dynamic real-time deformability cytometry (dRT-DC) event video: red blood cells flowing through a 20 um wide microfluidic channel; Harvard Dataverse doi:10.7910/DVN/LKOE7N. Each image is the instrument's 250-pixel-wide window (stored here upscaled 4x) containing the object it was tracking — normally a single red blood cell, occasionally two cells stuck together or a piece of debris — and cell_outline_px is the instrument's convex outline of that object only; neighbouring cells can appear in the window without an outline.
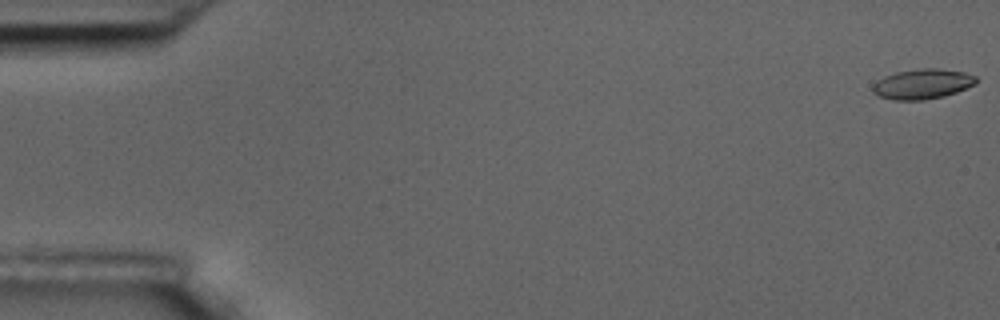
{"species": "common noctule bat (a hibernating species)", "species_latin": "Nyctalus noctula", "temperature_condition": "room temperature", "stored_images_in_passage": 58, "camera_frame_rate_fps": 3000, "um_per_image_px": 0.085, "animal": {"sex": "male", "body_mass_g": 17.5, "forearm_length_mm": 52.3}, "frame": {"image": 1, "passage_image": 1, "time_ms": 0.0, "image_size_px": [1000, 320], "cell_outline_px": [[976, 84], [956, 92], [944, 96], [924, 100], [892, 100], [880, 96], [872, 92], [872, 84], [876, 80], [884, 76], [896, 72], [920, 68], [936, 68], [964, 72], [976, 76]], "centroid_in_image_um": [78.38, 7.14], "position_along_channel_um": 6.6, "area_um2": 18.21}}
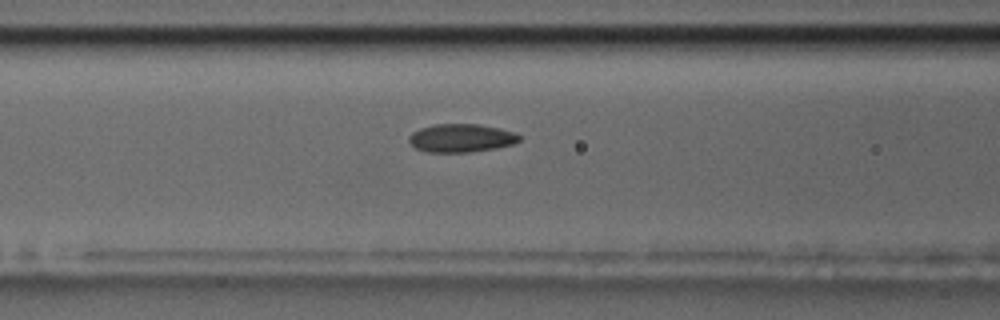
{"frame": {"image": 2, "passage_image": 24, "time_ms": 7.667, "image_size_px": [1000, 320], "cell_outline_px": [[520, 140], [512, 144], [496, 148], [468, 152], [428, 152], [416, 148], [408, 140], [408, 136], [412, 132], [420, 128], [432, 124], [480, 124], [500, 128], [512, 132], [520, 136]], "centroid_in_image_um": [39.17, 11.72], "position_along_channel_um": 127.4, "area_um2": 18.15}}
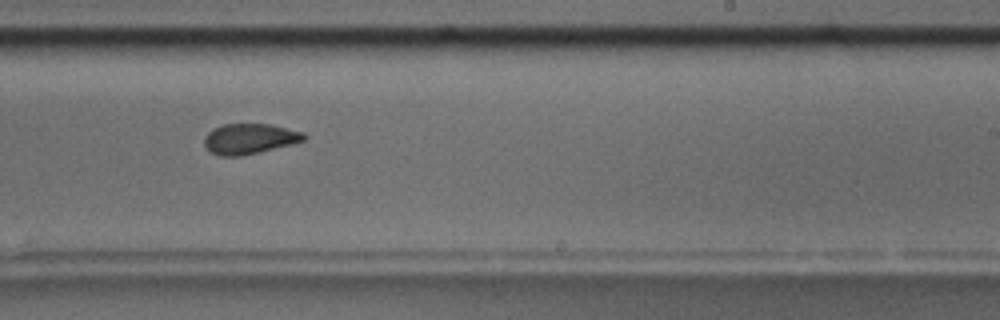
{"frame": {"image": 3, "passage_image": 36, "time_ms": 11.667, "image_size_px": [1000, 320], "cell_outline_px": [[308, 136], [304, 140], [240, 156], [220, 156], [212, 152], [204, 144], [204, 140], [208, 132], [212, 128], [224, 124], [272, 124], [304, 132]], "centroid_in_image_um": [21.2, 11.77], "position_along_channel_um": 267.8, "area_um2": 17.34}, "authors_computed_cell_mechanics": {"area_um2": 18.1781, "velocity_mm_per_s": 3.5228, "shape_relaxation_time_tau1_ms": null, "shape_relaxation_time_tau2_ms": 2.2421, "deformation_change_tau1": null, "deformation_change_tau2": 0.0711}}